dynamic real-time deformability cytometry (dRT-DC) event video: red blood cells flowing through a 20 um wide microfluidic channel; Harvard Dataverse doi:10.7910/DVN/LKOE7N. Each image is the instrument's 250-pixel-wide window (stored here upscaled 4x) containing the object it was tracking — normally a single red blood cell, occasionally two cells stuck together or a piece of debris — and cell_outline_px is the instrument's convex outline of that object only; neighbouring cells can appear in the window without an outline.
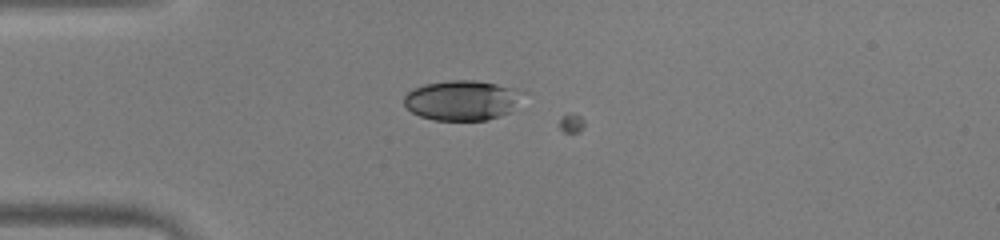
{"species": "human", "species_latin": "Homo sapiens", "temperature_condition": "warm", "stored_images_in_passage": 4, "camera_frame_rate_fps": 3000, "um_per_image_px": 0.085, "donor": {"sex": "male"}, "frame": {"image": 1, "passage_image": 3, "time_ms": 0.667, "image_size_px": [1000, 240], "cell_outline_px": [[528, 92], [508, 112], [500, 116], [488, 120], [432, 120], [420, 116], [412, 112], [404, 104], [404, 96], [408, 92], [424, 84], [448, 80], [476, 80], [516, 88]], "centroid_in_image_um": [39.3, 8.52], "position_along_channel_um": 45.7, "area_um2": 27.8}}